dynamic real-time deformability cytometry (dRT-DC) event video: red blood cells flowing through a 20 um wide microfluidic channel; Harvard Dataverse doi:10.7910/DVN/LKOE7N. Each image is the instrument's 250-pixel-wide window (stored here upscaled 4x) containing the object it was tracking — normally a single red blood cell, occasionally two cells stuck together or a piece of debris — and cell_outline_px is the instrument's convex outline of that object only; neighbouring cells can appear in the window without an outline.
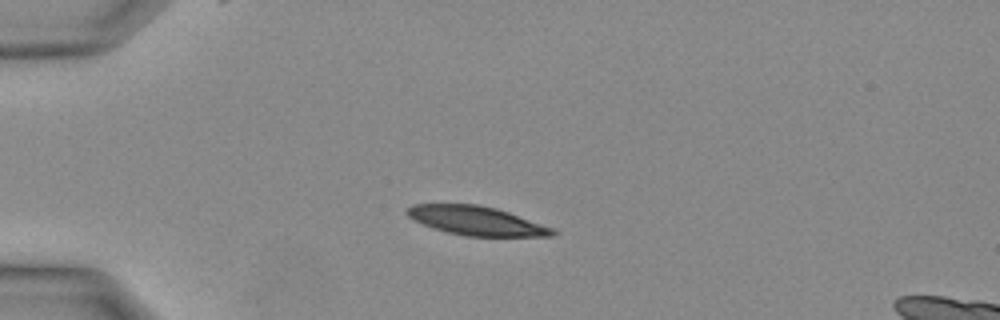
{"species": "Egyptian fruit bat (a non-hibernating species)", "species_latin": "Rousettus aegyptiacus", "temperature_condition": "warm", "stored_images_in_passage": 26, "camera_frame_rate_fps": 3000, "um_per_image_px": 0.085, "animal": {"sex": "female"}, "frame": {"image": 1, "passage_image": 1, "time_ms": 0.0, "image_size_px": [1000, 320], "cell_outline_px": [[560, 232], [552, 236], [464, 236], [432, 228], [408, 216], [404, 212], [412, 204], [476, 204], [496, 208], [556, 228]], "centroid_in_image_um": [40.55, 18.77], "position_along_channel_um": 44.4, "area_um2": 24.62}}
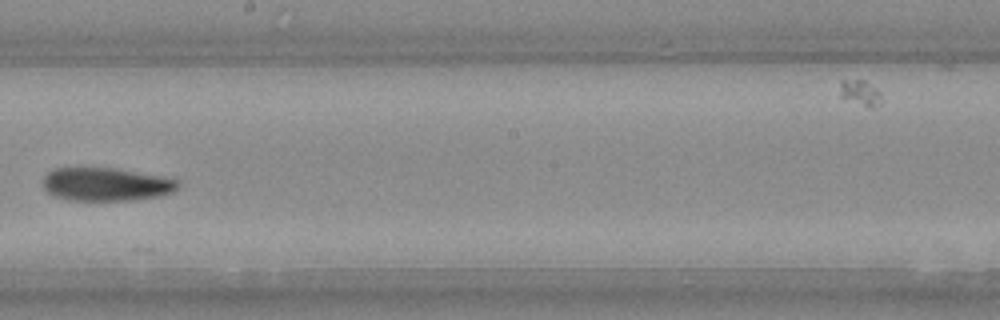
{"frame": {"image": 2, "passage_image": 12, "time_ms": 3.667, "image_size_px": [1000, 320], "cell_outline_px": [[180, 184], [172, 192], [160, 196], [136, 200], [68, 200], [52, 196], [44, 188], [44, 176], [52, 168], [112, 168], [160, 176], [180, 180]], "centroid_in_image_um": [9.0, 15.67], "position_along_channel_um": 239.2, "area_um2": 26.13}}
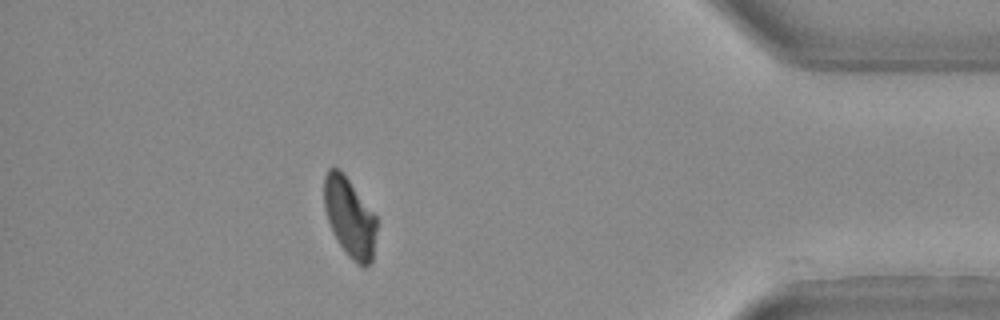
{"frame": {"image": 3, "passage_image": 22, "time_ms": 7.0, "image_size_px": [1000, 320], "cell_outline_px": [[376, 228], [372, 260], [364, 268], [356, 264], [348, 256], [340, 244], [328, 220], [324, 208], [324, 176], [328, 168], [340, 168], [376, 216]], "centroid_in_image_um": [29.71, 18.46], "position_along_channel_um": 405.5, "area_um2": 23.99}}